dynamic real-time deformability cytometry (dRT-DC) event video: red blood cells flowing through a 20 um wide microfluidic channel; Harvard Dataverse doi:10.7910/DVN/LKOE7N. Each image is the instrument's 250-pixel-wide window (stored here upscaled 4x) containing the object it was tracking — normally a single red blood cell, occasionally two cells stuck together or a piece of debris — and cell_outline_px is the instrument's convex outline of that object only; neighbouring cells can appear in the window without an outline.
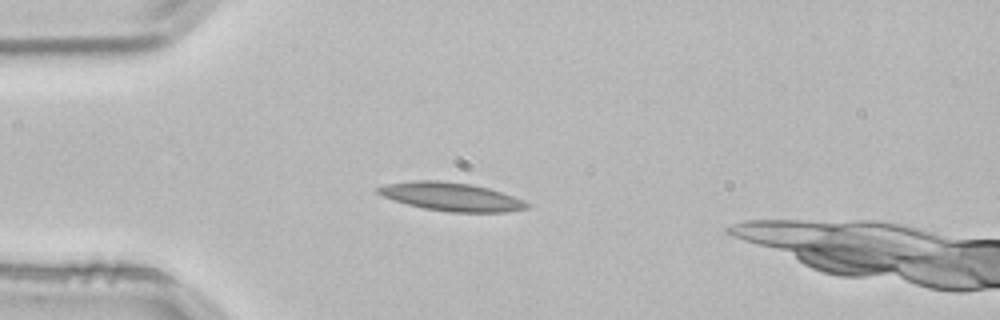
{"species": "common noctule bat (a hibernating species)", "species_latin": "Nyctalus noctula", "temperature_condition": "room temperature", "stored_images_in_passage": 2, "camera_frame_rate_fps": 3000, "um_per_image_px": 0.085, "animal": {"sex": "male", "body_mass_g": 21.5, "forearm_length_mm": 52.0}, "frame": {"image": 1, "passage_image": 2, "time_ms": 0.333, "image_size_px": [1000, 320], "cell_outline_px": [[532, 204], [528, 208], [508, 212], [448, 212], [424, 208], [408, 204], [384, 196], [376, 192], [376, 188], [384, 184], [412, 180], [440, 180], [468, 184], [488, 188], [512, 196]], "centroid_in_image_um": [38.35, 16.72], "position_along_channel_um": 46.6, "area_um2": 24.45}}